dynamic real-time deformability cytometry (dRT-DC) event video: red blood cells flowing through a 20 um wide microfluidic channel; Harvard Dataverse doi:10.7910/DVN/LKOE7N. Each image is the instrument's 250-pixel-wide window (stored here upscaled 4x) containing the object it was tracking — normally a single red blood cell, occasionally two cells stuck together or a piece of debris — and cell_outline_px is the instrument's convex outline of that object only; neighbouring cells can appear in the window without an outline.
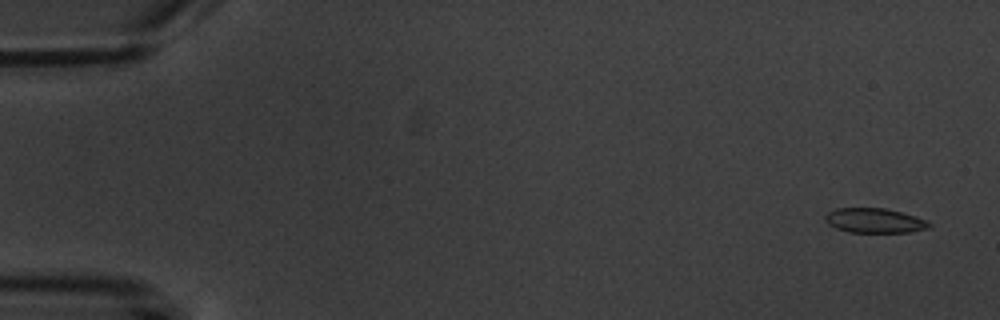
{"species": "common noctule bat (a hibernating species)", "species_latin": "Nyctalus noctula", "temperature_condition": "warm", "stored_images_in_passage": 5, "camera_frame_rate_fps": 3000, "um_per_image_px": 0.085, "animal": {"sex": "male", "body_mass_g": 20.1, "forearm_length_mm": 53.5}, "frame": {"image": 1, "passage_image": 1, "time_ms": 0.0, "image_size_px": [1000, 320], "cell_outline_px": [[932, 228], [908, 232], [848, 232], [836, 228], [828, 224], [824, 220], [824, 216], [828, 212], [836, 208], [884, 208], [916, 216], [932, 224]], "centroid_in_image_um": [74.32, 18.75], "position_along_channel_um": 10.7, "area_um2": 14.97}}
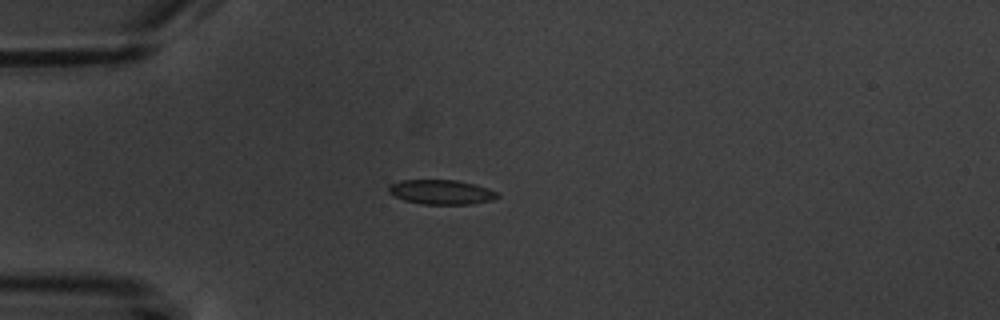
{"frame": {"image": 2, "passage_image": 4, "time_ms": 4.333, "image_size_px": [1000, 320], "cell_outline_px": [[500, 196], [492, 200], [472, 204], [420, 204], [404, 200], [388, 192], [388, 184], [400, 180], [456, 180], [476, 184], [488, 188], [496, 192]], "centroid_in_image_um": [37.5, 16.32], "position_along_channel_um": 47.5, "area_um2": 15.66}}
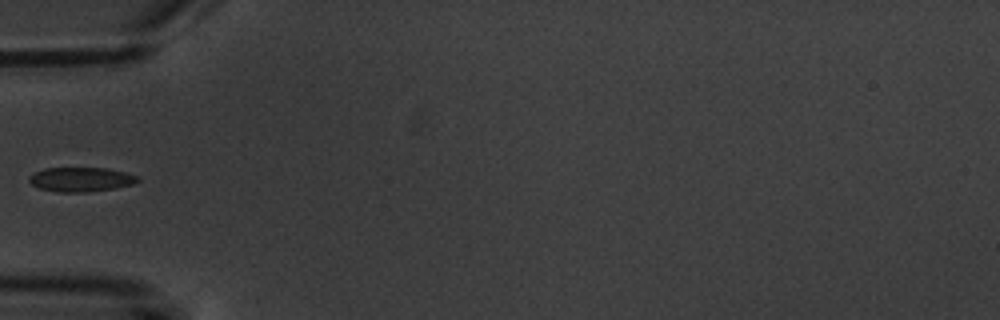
{"frame": {"image": 3, "passage_image": 5, "time_ms": 5.667, "image_size_px": [1000, 320], "cell_outline_px": [[140, 180], [132, 184], [116, 188], [88, 192], [56, 192], [40, 188], [32, 184], [28, 180], [28, 176], [44, 168], [108, 168], [124, 172], [136, 176]], "centroid_in_image_um": [6.86, 15.25], "position_along_channel_um": 78.1, "area_um2": 15.37}}